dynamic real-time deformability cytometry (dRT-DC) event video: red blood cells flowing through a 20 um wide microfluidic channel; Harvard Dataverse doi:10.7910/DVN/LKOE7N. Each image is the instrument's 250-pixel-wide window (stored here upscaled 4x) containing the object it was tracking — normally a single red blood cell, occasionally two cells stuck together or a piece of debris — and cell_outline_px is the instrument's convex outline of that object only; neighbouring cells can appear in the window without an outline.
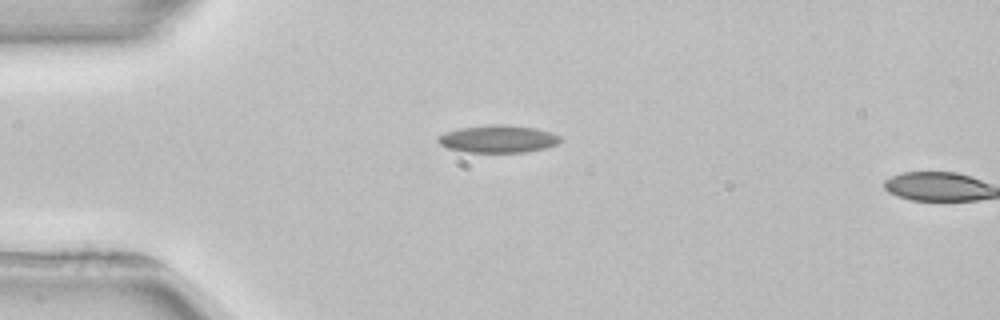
{"species": "common noctule bat (a hibernating species)", "species_latin": "Nyctalus noctula", "temperature_condition": "room temperature", "stored_images_in_passage": 2, "camera_frame_rate_fps": 3000, "um_per_image_px": 0.085, "animal": {"sex": "female", "body_mass_g": 22.7, "forearm_length_mm": 54.2}, "frame": {"image": 1, "passage_image": 1, "time_ms": 0.0, "image_size_px": [1000, 320], "cell_outline_px": [[564, 140], [556, 144], [544, 148], [524, 152], [468, 152], [448, 148], [440, 144], [436, 140], [436, 136], [460, 128], [492, 124], [500, 124], [536, 128], [552, 132], [564, 136]], "centroid_in_image_um": [42.38, 11.8], "position_along_channel_um": 42.6, "area_um2": 19.65}}